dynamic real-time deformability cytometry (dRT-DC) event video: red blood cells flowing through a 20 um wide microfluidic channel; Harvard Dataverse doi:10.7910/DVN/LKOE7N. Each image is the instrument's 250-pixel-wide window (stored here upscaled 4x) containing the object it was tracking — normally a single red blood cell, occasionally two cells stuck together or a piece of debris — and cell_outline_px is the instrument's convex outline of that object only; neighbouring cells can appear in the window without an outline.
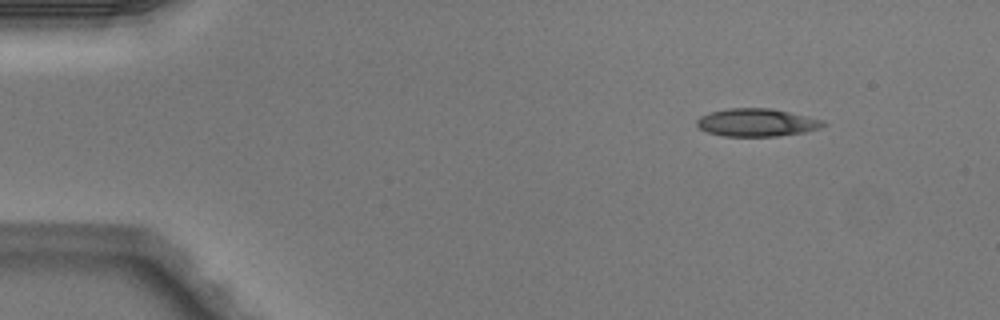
{"species": "Egyptian fruit bat (a non-hibernating species)", "species_latin": "Rousettus aegyptiacus", "temperature_condition": "warm", "stored_images_in_passage": 2, "camera_frame_rate_fps": 3000, "um_per_image_px": 0.085, "animal": {"sex": "male"}, "frame": {"image": 1, "passage_image": 2, "time_ms": 0.333, "image_size_px": [1000, 320], "cell_outline_px": [[828, 124], [820, 128], [804, 132], [776, 136], [724, 136], [708, 132], [700, 128], [696, 124], [696, 120], [700, 116], [712, 112], [728, 108], [772, 108], [820, 120]], "centroid_in_image_um": [64.29, 10.41], "position_along_channel_um": 20.7, "area_um2": 20.23}}